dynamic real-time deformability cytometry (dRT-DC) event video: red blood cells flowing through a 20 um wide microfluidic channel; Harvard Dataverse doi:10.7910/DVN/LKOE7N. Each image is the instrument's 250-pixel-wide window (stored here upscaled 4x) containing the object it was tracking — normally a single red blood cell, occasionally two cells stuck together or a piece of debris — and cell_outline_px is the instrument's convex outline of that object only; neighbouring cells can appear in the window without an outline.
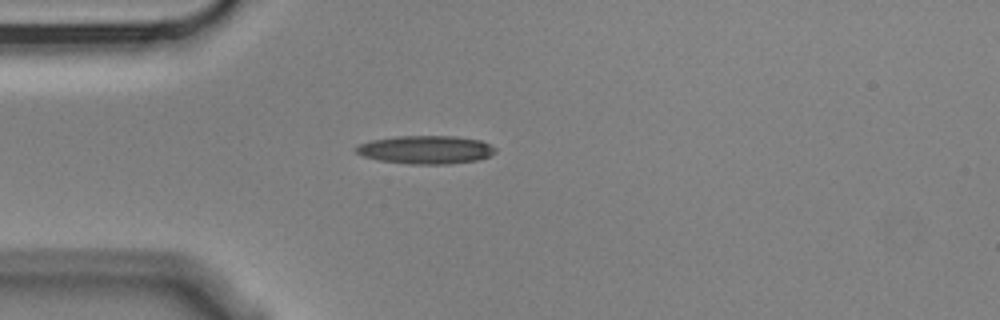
{"species": "Egyptian fruit bat (a non-hibernating species)", "species_latin": "Rousettus aegyptiacus", "temperature_condition": "cold", "stored_images_in_passage": 1, "camera_frame_rate_fps": 3000, "um_per_image_px": 0.085, "animal": {"sex": "male"}, "frame": {"image": 1, "passage_image": 1, "time_ms": 0.0, "image_size_px": [1000, 320], "cell_outline_px": [[496, 152], [488, 156], [476, 160], [448, 164], [412, 164], [380, 160], [364, 156], [356, 152], [352, 148], [360, 144], [372, 140], [396, 136], [456, 136], [480, 140], [496, 148]], "centroid_in_image_um": [36.18, 12.72], "position_along_channel_um": 48.8, "area_um2": 22.77}}